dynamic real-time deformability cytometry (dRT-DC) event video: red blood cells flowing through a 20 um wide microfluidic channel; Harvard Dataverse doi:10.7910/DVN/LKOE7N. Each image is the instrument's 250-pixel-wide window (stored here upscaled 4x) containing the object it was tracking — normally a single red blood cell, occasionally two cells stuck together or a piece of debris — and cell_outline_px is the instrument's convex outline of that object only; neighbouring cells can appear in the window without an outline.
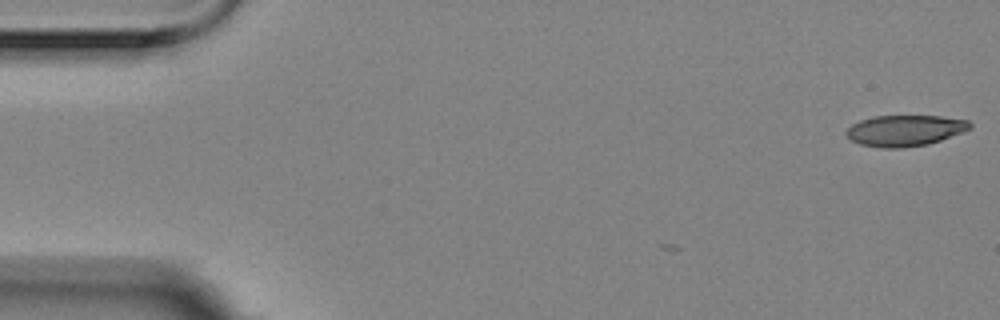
{"species": "Egyptian fruit bat (a non-hibernating species)", "species_latin": "Rousettus aegyptiacus", "temperature_condition": "room temperature", "stored_images_in_passage": 4, "camera_frame_rate_fps": 3000, "um_per_image_px": 0.085, "animal": {"sex": "female"}, "frame": {"image": 1, "passage_image": 1, "time_ms": 0.0, "image_size_px": [1000, 320], "cell_outline_px": [[972, 128], [964, 132], [928, 144], [900, 148], [880, 148], [860, 144], [852, 140], [844, 132], [852, 124], [860, 120], [872, 116], [940, 116], [968, 120], [972, 124]], "centroid_in_image_um": [76.93, 11.09], "position_along_channel_um": 8.1, "area_um2": 22.43}}
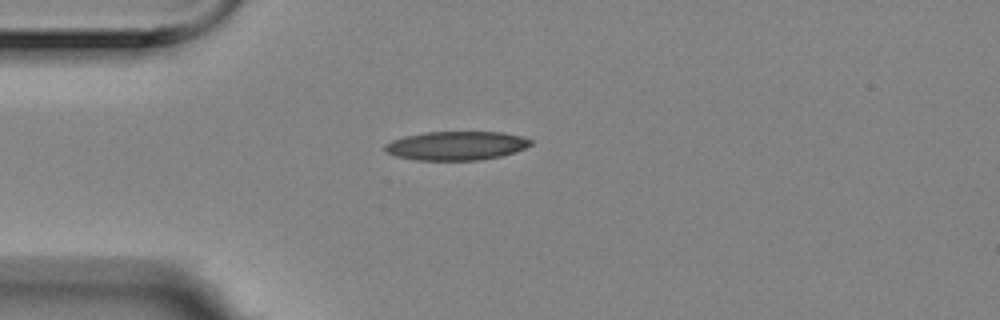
{"frame": {"image": 2, "passage_image": 4, "time_ms": 1.0, "image_size_px": [1000, 320], "cell_outline_px": [[532, 144], [516, 152], [500, 156], [480, 160], [416, 160], [396, 156], [388, 152], [384, 148], [384, 144], [392, 140], [404, 136], [424, 132], [504, 132], [520, 136], [532, 140]], "centroid_in_image_um": [38.79, 12.38], "position_along_channel_um": 46.2, "area_um2": 24.51}}